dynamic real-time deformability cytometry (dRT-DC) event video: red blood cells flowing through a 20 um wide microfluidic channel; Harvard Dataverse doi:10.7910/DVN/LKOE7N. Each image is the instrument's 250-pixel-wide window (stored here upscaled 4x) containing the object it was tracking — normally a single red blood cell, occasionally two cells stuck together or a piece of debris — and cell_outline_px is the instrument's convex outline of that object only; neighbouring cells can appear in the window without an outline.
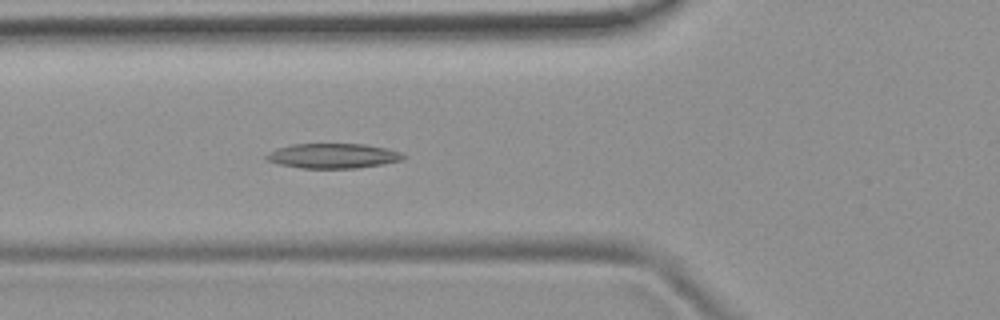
{"species": "common noctule bat (a hibernating species)", "species_latin": "Nyctalus noctula", "temperature_condition": "room temperature", "stored_images_in_passage": 5, "camera_frame_rate_fps": 3000, "um_per_image_px": 0.085, "animal": {"sex": "female", "body_mass_g": 19.9}, "frame": {"image": 1, "passage_image": 5, "time_ms": 4.667, "image_size_px": [1000, 320], "cell_outline_px": [[408, 156], [404, 160], [384, 164], [356, 168], [300, 168], [280, 164], [268, 160], [264, 156], [268, 152], [276, 148], [292, 144], [364, 144], [388, 148], [400, 152]], "centroid_in_image_um": [28.35, 13.24], "position_along_channel_um": 97.5, "area_um2": 20.0}}